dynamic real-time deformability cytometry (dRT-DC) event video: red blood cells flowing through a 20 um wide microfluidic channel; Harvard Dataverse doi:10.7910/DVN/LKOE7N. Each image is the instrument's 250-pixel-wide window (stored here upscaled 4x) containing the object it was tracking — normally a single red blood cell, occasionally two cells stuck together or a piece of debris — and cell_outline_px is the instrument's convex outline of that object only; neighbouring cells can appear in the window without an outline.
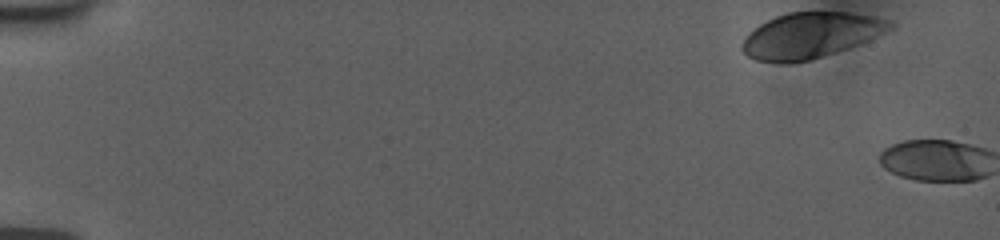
{"species": "human", "species_latin": "Homo sapiens", "temperature_condition": "room temperature", "stored_images_in_passage": 2, "camera_frame_rate_fps": 3000, "um_per_image_px": 0.085, "donor": {"sex": "female"}, "frame": {"image": 1, "passage_image": 1, "time_ms": 0.0, "image_size_px": [1000, 240], "cell_outline_px": [[896, 24], [892, 28], [860, 44], [836, 52], [808, 60], [788, 64], [780, 64], [756, 60], [748, 56], [740, 48], [740, 44], [760, 24], [776, 16], [788, 12], [848, 12], [872, 16], [888, 20]], "centroid_in_image_um": [68.89, 3.02], "position_along_channel_um": 16.1, "area_um2": 39.07}}